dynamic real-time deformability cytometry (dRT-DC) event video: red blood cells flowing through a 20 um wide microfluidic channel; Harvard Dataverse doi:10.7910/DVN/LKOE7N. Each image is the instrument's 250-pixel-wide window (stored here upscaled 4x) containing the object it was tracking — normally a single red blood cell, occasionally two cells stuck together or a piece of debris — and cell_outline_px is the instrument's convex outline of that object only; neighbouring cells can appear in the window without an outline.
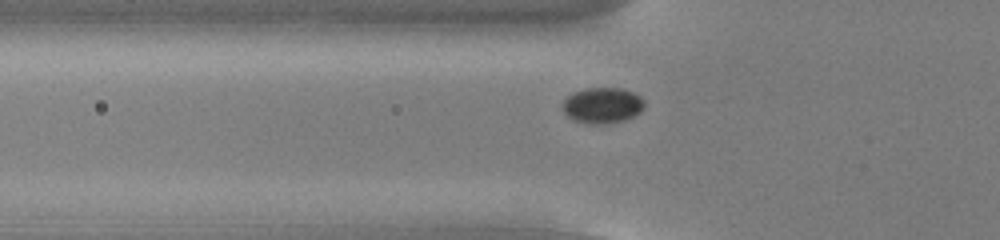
{"species": "common noctule bat (a hibernating species)", "species_latin": "Nyctalus noctula", "temperature_condition": "cold", "stored_images_in_passage": 37, "camera_frame_rate_fps": 3000, "um_per_image_px": 0.085, "animal": {"sex": "male", "body_mass_g": 13.0, "forearm_length_mm": 53.1}, "frame": {"image": 1, "passage_image": 2, "time_ms": 0.333, "image_size_px": [1000, 240], "cell_outline_px": [[644, 108], [640, 112], [624, 120], [604, 124], [588, 124], [572, 120], [564, 112], [564, 100], [572, 92], [584, 88], [624, 88], [640, 96], [644, 100]], "centroid_in_image_um": [51.21, 8.95], "position_along_channel_um": 74.6, "area_um2": 17.11}}
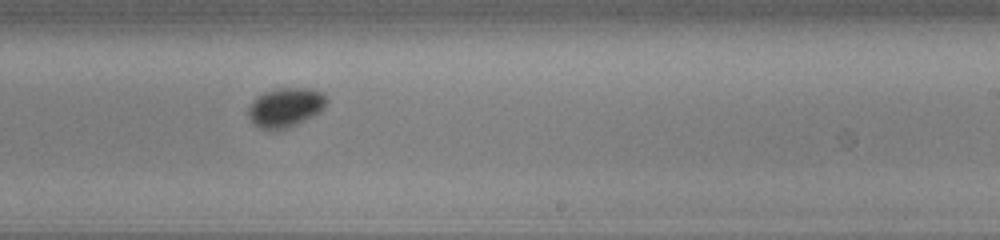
{"frame": {"image": 2, "passage_image": 17, "time_ms": 5.333, "image_size_px": [1000, 240], "cell_outline_px": [[328, 100], [324, 108], [320, 112], [288, 128], [272, 132], [260, 128], [252, 124], [248, 116], [248, 108], [256, 96], [264, 92], [276, 88], [308, 88], [320, 92]], "centroid_in_image_um": [24.22, 9.15], "position_along_channel_um": 264.8, "area_um2": 18.15}}
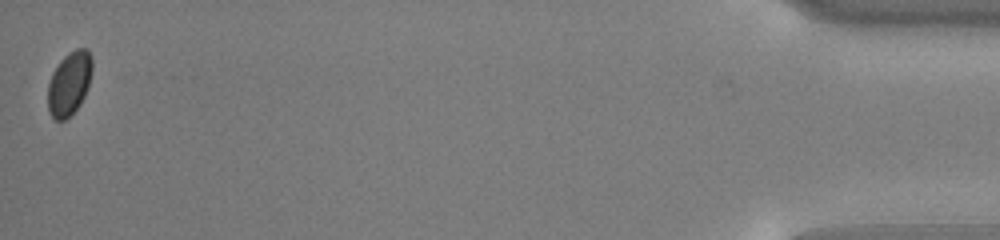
{"frame": {"image": 3, "passage_image": 37, "time_ms": 12.0, "image_size_px": [1000, 240], "cell_outline_px": [[92, 68], [88, 88], [80, 104], [64, 120], [56, 120], [52, 116], [48, 108], [48, 84], [52, 72], [60, 60], [68, 52], [76, 48], [88, 48], [92, 56]], "centroid_in_image_um": [5.9, 7.04], "position_along_channel_um": 429.3, "area_um2": 16.47}}